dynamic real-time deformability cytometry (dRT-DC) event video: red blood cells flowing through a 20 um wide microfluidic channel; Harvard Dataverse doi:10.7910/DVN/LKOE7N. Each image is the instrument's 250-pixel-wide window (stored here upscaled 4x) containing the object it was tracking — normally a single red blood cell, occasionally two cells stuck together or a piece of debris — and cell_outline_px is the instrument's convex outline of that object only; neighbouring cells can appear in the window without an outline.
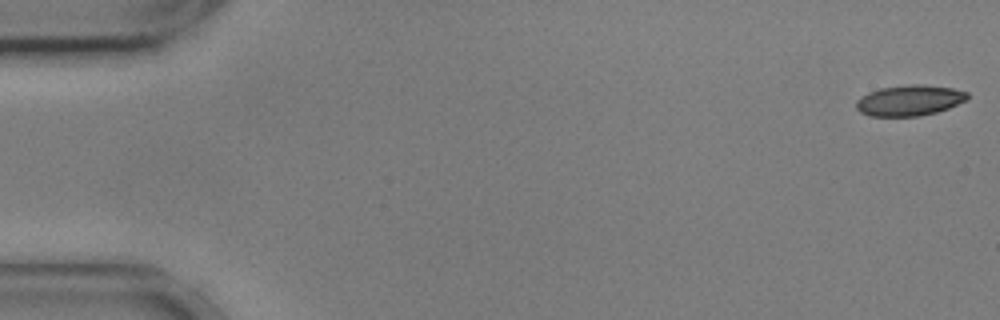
{"species": "common noctule bat (a hibernating species)", "species_latin": "Nyctalus noctula", "temperature_condition": "cold", "stored_images_in_passage": 55, "camera_frame_rate_fps": 3000, "um_per_image_px": 0.085, "animal": {"sex": "male", "body_mass_g": 17.9, "forearm_length_mm": 54.2}, "frame": {"image": 1, "passage_image": 1, "time_ms": 0.0, "image_size_px": [1000, 320], "cell_outline_px": [[968, 100], [948, 108], [936, 112], [920, 116], [868, 116], [860, 112], [856, 108], [856, 100], [860, 96], [868, 92], [880, 88], [908, 84], [924, 84], [952, 88], [968, 92]], "centroid_in_image_um": [77.29, 8.53], "position_along_channel_um": 7.7, "area_um2": 20.11}}
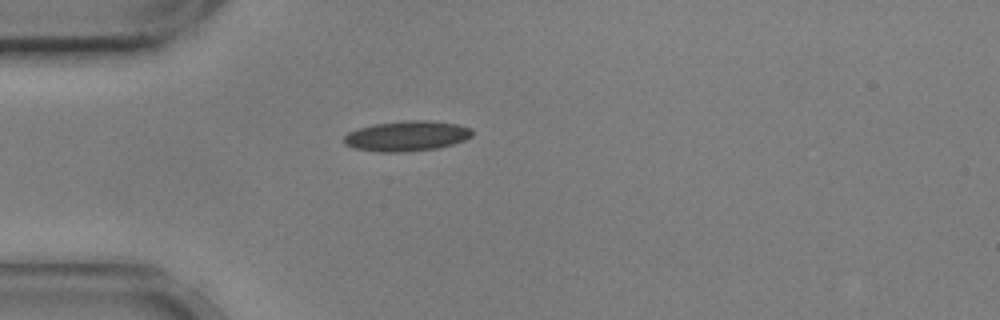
{"frame": {"image": 2, "passage_image": 15, "time_ms": 4.667, "image_size_px": [1000, 320], "cell_outline_px": [[472, 136], [464, 140], [440, 148], [404, 152], [380, 152], [352, 148], [344, 144], [344, 136], [348, 132], [372, 124], [404, 120], [428, 120], [456, 124], [472, 128]], "centroid_in_image_um": [34.56, 11.56], "position_along_channel_um": 50.4, "area_um2": 22.77}}
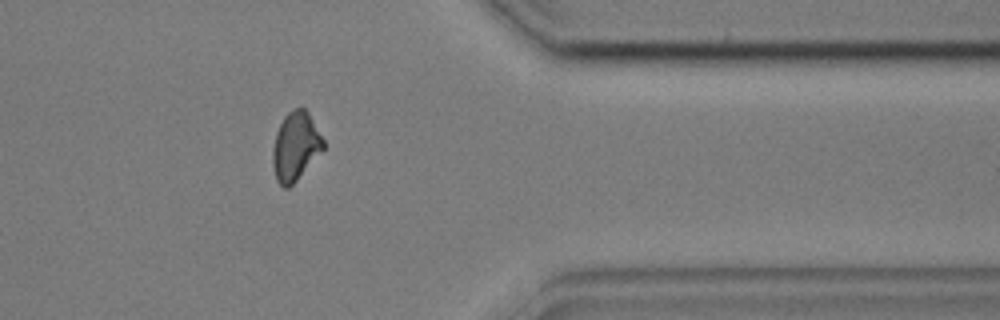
{"frame": {"image": 3, "passage_image": 45, "time_ms": 14.667, "image_size_px": [1000, 320], "cell_outline_px": [[324, 148], [296, 180], [288, 188], [284, 188], [276, 180], [272, 164], [272, 148], [276, 132], [284, 116], [292, 108], [304, 108], [308, 112], [324, 140]], "centroid_in_image_um": [25.09, 12.42], "position_along_channel_um": 386.3, "area_um2": 20.06}, "authors_computed_cell_mechanics": {"area_um2": 20.4034, "velocity_mm_per_s": 3.6049, "shape_relaxation_time_tau1_ms": 7.623, "shape_relaxation_time_tau2_ms": 2.7982, "deformation_change_tau1": 0.1908, "deformation_change_tau2": 0.1005}}